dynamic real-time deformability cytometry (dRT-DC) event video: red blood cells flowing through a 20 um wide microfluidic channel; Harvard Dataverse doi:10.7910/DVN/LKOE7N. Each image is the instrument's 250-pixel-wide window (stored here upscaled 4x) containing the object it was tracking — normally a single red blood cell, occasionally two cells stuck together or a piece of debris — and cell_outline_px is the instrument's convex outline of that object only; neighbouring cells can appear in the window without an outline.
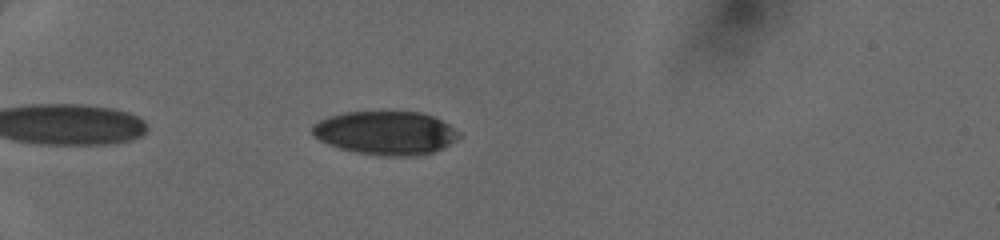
{"species": "human", "species_latin": "Homo sapiens", "temperature_condition": "cold", "stored_images_in_passage": 38, "camera_frame_rate_fps": 3000, "um_per_image_px": 0.085, "donor": {"sex": "female"}, "frame": {"image": 1, "passage_image": 5, "time_ms": 1.333, "image_size_px": [1000, 240], "cell_outline_px": [[460, 136], [456, 140], [444, 148], [436, 152], [416, 156], [388, 156], [356, 152], [340, 148], [328, 144], [320, 140], [312, 132], [312, 124], [328, 116], [344, 112], [420, 112], [432, 116], [448, 124], [460, 132]], "centroid_in_image_um": [32.8, 11.3], "position_along_channel_um": 52.2, "area_um2": 37.22}}
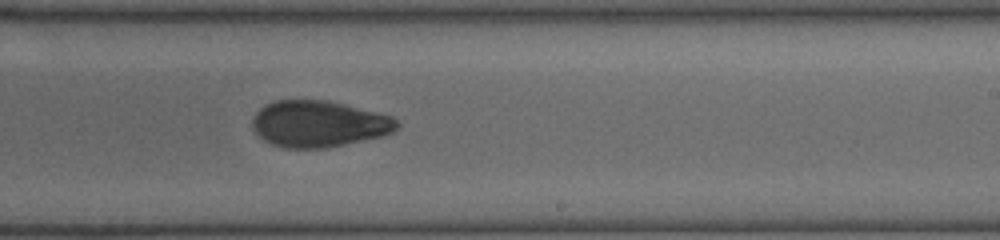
{"frame": {"image": 2, "passage_image": 22, "time_ms": 7.0, "image_size_px": [1000, 240], "cell_outline_px": [[400, 124], [392, 132], [384, 136], [324, 148], [284, 148], [272, 144], [264, 140], [252, 128], [252, 120], [256, 112], [264, 104], [276, 100], [324, 100], [392, 116]], "centroid_in_image_um": [27.06, 10.53], "position_along_channel_um": 261.9, "area_um2": 38.84}}
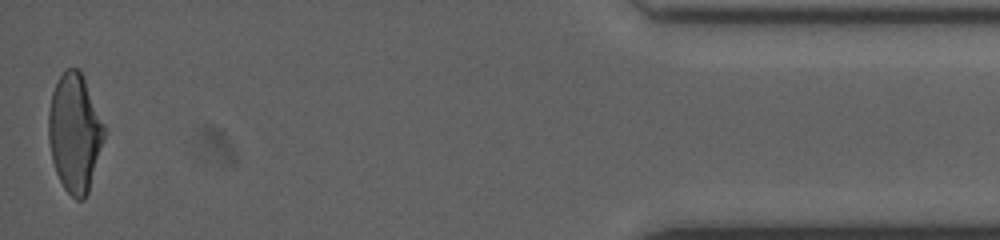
{"frame": {"image": 3, "passage_image": 38, "time_ms": 12.333, "image_size_px": [1000, 240], "cell_outline_px": [[104, 136], [88, 192], [84, 200], [76, 200], [64, 188], [56, 172], [52, 160], [48, 140], [48, 112], [52, 92], [60, 76], [68, 68], [76, 68], [80, 72], [84, 80], [104, 124]], "centroid_in_image_um": [6.32, 11.32], "position_along_channel_um": 428.9, "area_um2": 37.69}}